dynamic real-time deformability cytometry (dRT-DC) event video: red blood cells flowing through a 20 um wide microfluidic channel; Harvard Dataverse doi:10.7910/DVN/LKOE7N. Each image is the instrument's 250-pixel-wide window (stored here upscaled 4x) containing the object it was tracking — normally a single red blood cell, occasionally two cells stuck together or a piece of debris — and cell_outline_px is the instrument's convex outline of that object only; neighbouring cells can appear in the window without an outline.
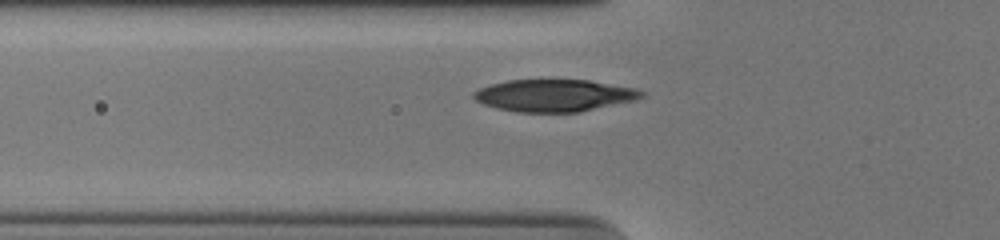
{"species": "human", "species_latin": "Homo sapiens", "temperature_condition": "cold", "stored_images_in_passage": 39, "camera_frame_rate_fps": 3000, "um_per_image_px": 0.085, "donor": {"sex": "male"}, "frame": {"image": 1, "passage_image": 11, "time_ms": 3.333, "image_size_px": [1000, 240], "cell_outline_px": [[648, 92], [644, 96], [636, 100], [580, 112], [516, 112], [496, 108], [484, 104], [476, 100], [472, 96], [472, 92], [480, 88], [492, 84], [508, 80], [588, 80], [636, 88]], "centroid_in_image_um": [47.15, 8.12], "position_along_channel_um": 78.6, "area_um2": 31.56}}
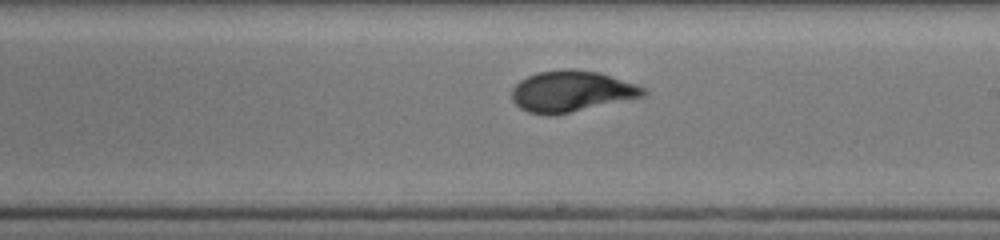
{"frame": {"image": 2, "passage_image": 24, "time_ms": 7.667, "image_size_px": [1000, 240], "cell_outline_px": [[648, 92], [644, 96], [556, 116], [544, 116], [528, 112], [520, 108], [512, 100], [512, 88], [520, 80], [536, 72], [600, 72], [636, 84], [644, 88]], "centroid_in_image_um": [48.56, 7.83], "position_along_channel_um": 240.4, "area_um2": 30.92}}
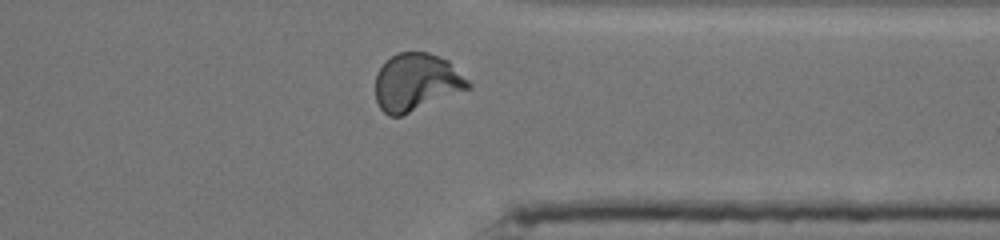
{"frame": {"image": 3, "passage_image": 35, "time_ms": 11.333, "image_size_px": [1000, 240], "cell_outline_px": [[472, 88], [400, 116], [388, 116], [380, 108], [376, 100], [376, 72], [396, 52], [428, 52], [448, 60], [472, 84]], "centroid_in_image_um": [35.4, 6.99], "position_along_channel_um": 376.0, "area_um2": 31.04}, "authors_computed_cell_mechanics": {"area_um2": 31.2698, "velocity_mm_per_s": 3.7326, "shape_relaxation_time_tau1_ms": 5.0575, "shape_relaxation_time_tau2_ms": 0.7106, "deformation_change_tau1": 0.2084, "deformation_change_tau2": 0.0417}}